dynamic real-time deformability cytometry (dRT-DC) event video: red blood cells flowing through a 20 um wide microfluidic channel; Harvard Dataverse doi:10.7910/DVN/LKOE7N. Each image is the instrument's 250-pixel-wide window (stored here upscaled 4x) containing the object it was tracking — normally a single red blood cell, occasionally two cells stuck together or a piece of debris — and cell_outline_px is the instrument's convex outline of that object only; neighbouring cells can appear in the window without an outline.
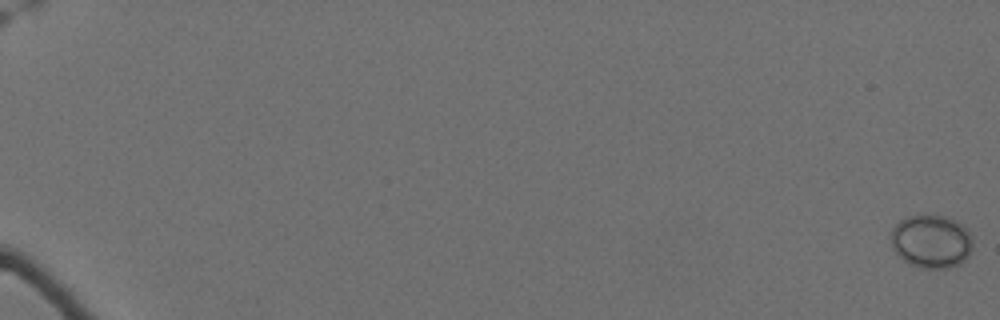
{"species": "Egyptian fruit bat (a non-hibernating species)", "species_latin": "Rousettus aegyptiacus", "temperature_condition": "cold", "stored_images_in_passage": 19, "camera_frame_rate_fps": 3000, "um_per_image_px": 0.085, "animal": {"sex": "female"}, "frame": {"image": 1, "passage_image": 1, "time_ms": 0.0, "image_size_px": [1000, 320], "cell_outline_px": [[972, 248], [968, 256], [960, 264], [948, 268], [924, 268], [912, 264], [904, 260], [892, 248], [892, 228], [904, 216], [920, 212], [948, 216], [956, 220], [968, 232], [972, 240]], "centroid_in_image_um": [79.15, 20.46], "position_along_channel_um": 5.9, "area_um2": 25.78}}
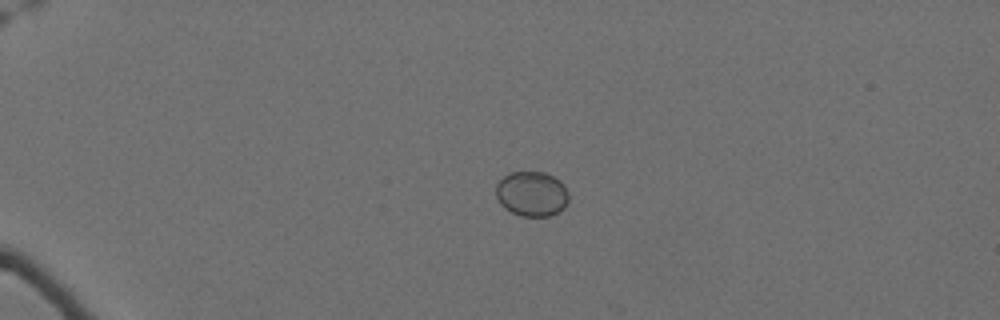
{"frame": {"image": 2, "passage_image": 18, "time_ms": 5.667, "image_size_px": [1000, 320], "cell_outline_px": [[568, 200], [564, 208], [548, 216], [520, 216], [504, 208], [500, 204], [496, 196], [496, 184], [504, 176], [512, 172], [544, 172], [560, 180], [564, 184], [568, 192]], "centroid_in_image_um": [45.19, 16.47], "position_along_channel_um": 39.8, "area_um2": 19.07}}